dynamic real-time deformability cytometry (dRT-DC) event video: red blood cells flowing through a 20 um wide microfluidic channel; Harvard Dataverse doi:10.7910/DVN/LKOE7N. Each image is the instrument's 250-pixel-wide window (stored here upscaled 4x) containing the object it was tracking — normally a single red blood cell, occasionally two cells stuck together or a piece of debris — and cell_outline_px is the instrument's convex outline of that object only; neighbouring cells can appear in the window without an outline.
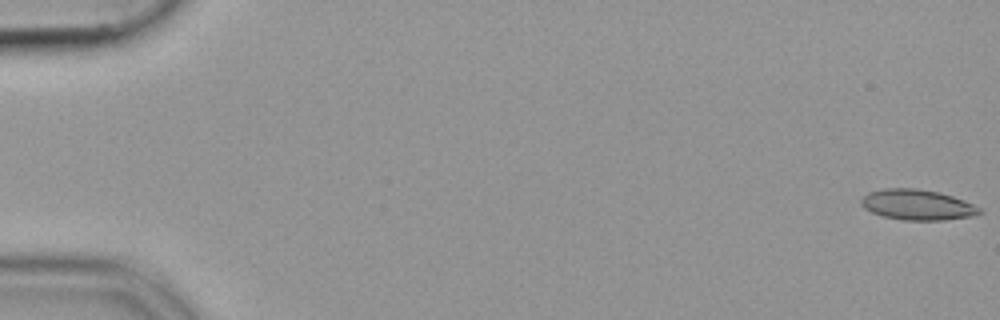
{"species": "common noctule bat (a hibernating species)", "species_latin": "Nyctalus noctula", "temperature_condition": "cold", "stored_images_in_passage": 54, "camera_frame_rate_fps": 3000, "um_per_image_px": 0.085, "animal": {"sex": "female", "body_mass_g": 19.9}, "frame": {"image": 1, "passage_image": 1, "time_ms": 0.0, "image_size_px": [1000, 320], "cell_outline_px": [[984, 212], [976, 216], [944, 220], [904, 220], [884, 216], [872, 212], [864, 208], [860, 204], [860, 200], [868, 192], [884, 188], [916, 188], [940, 192], [964, 200], [980, 208]], "centroid_in_image_um": [77.99, 17.4], "position_along_channel_um": 7.0, "area_um2": 21.15}}
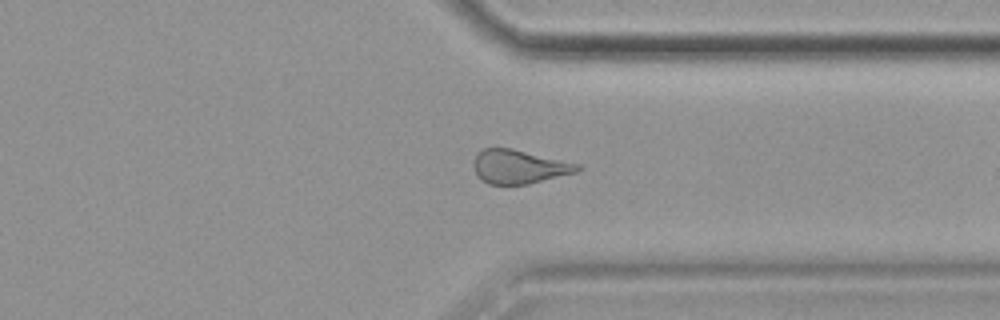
{"frame": {"image": 2, "passage_image": 42, "time_ms": 13.667, "image_size_px": [1000, 320], "cell_outline_px": [[584, 168], [576, 172], [528, 184], [488, 184], [476, 172], [472, 164], [476, 156], [484, 148], [512, 148], [580, 164]], "centroid_in_image_um": [44.16, 14.16], "position_along_channel_um": 367.2, "area_um2": 20.23}}
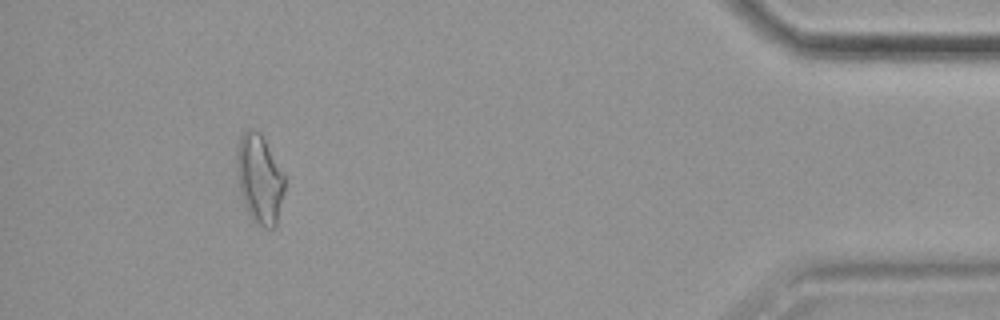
{"frame": {"image": 3, "passage_image": 50, "time_ms": 16.333, "image_size_px": [1000, 320], "cell_outline_px": [[284, 192], [276, 224], [272, 228], [264, 228], [256, 224], [248, 216], [240, 192], [236, 172], [236, 152], [240, 136], [248, 128], [252, 128], [260, 132], [284, 176]], "centroid_in_image_um": [22.02, 15.23], "position_along_channel_um": 413.2, "area_um2": 24.85}}